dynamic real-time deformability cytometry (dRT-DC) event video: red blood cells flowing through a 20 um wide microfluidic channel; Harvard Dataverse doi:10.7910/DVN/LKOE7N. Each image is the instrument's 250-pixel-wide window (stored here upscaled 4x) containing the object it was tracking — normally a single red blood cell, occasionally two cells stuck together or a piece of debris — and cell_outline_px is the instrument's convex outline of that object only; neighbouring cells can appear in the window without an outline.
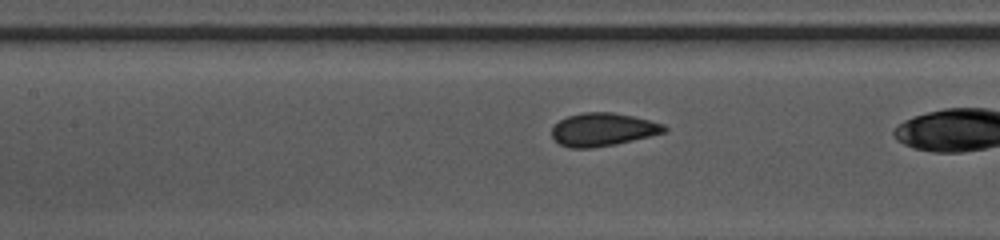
{"species": "common noctule bat (a hibernating species)", "species_latin": "Nyctalus noctula", "temperature_condition": "warm", "stored_images_in_passage": 25, "camera_frame_rate_fps": 3000, "um_per_image_px": 0.085, "animal": {"sex": "female", "body_mass_g": 10.0, "forearm_length_mm": 53.1}, "frame": {"image": 1, "passage_image": 8, "time_ms": 2.333, "image_size_px": [1000, 240], "cell_outline_px": [[668, 132], [616, 144], [592, 148], [568, 148], [560, 144], [552, 136], [552, 128], [560, 120], [568, 116], [584, 112], [612, 112], [632, 116], [664, 124], [668, 128]], "centroid_in_image_um": [51.27, 11.02], "position_along_channel_um": 156.1, "area_um2": 21.68}}
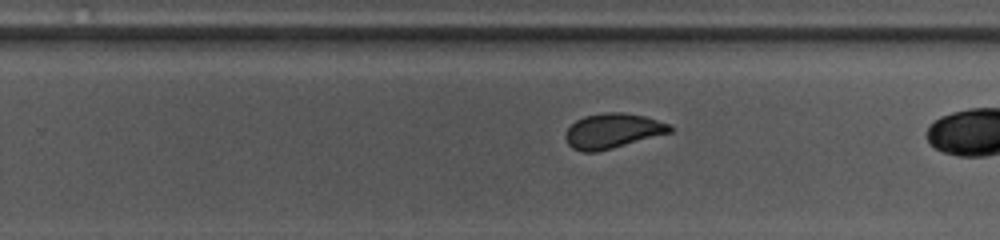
{"frame": {"image": 2, "passage_image": 17, "time_ms": 5.333, "image_size_px": [1000, 240], "cell_outline_px": [[672, 132], [612, 148], [596, 152], [580, 152], [572, 148], [568, 144], [564, 136], [568, 128], [576, 120], [584, 116], [608, 112], [620, 112], [644, 116], [668, 124], [672, 128]], "centroid_in_image_um": [52.03, 11.13], "position_along_channel_um": 277.8, "area_um2": 21.04}}
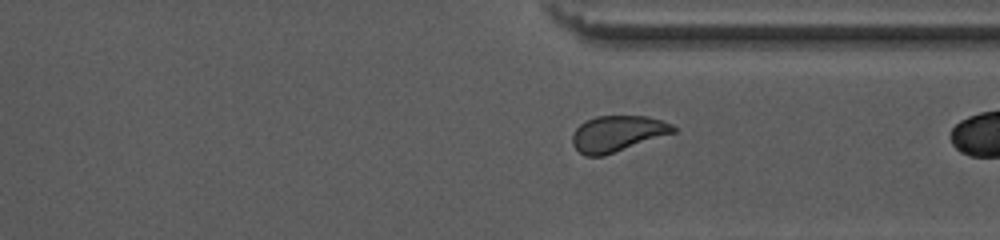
{"frame": {"image": 3, "passage_image": 23, "time_ms": 7.333, "image_size_px": [1000, 240], "cell_outline_px": [[676, 132], [604, 156], [584, 156], [572, 144], [572, 136], [576, 128], [584, 120], [596, 116], [648, 116], [672, 124], [676, 128]], "centroid_in_image_um": [52.47, 11.36], "position_along_channel_um": 358.9, "area_um2": 21.21}}